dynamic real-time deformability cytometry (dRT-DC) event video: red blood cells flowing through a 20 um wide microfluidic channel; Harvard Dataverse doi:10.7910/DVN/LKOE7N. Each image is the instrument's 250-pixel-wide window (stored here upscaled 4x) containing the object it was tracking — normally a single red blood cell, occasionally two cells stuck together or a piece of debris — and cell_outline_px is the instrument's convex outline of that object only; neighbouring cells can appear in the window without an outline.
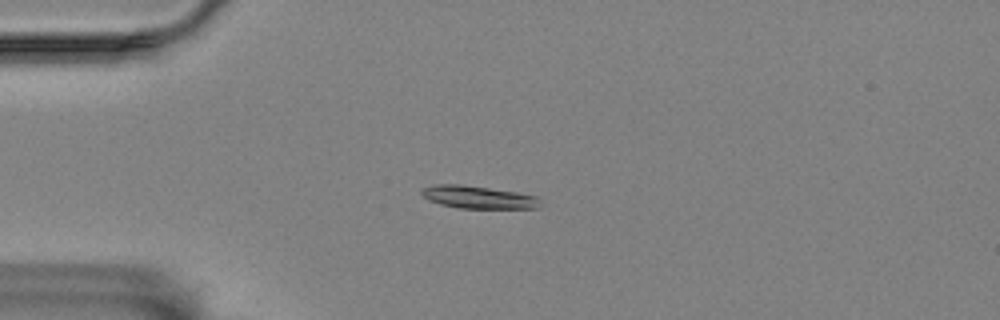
{"species": "Egyptian fruit bat (a non-hibernating species)", "species_latin": "Rousettus aegyptiacus", "temperature_condition": "room temperature", "stored_images_in_passage": 55, "camera_frame_rate_fps": 3000, "um_per_image_px": 0.085, "animal": {"sex": "female"}, "frame": {"image": 1, "passage_image": 13, "time_ms": 4.0, "image_size_px": [1000, 320], "cell_outline_px": [[540, 208], [460, 208], [440, 204], [428, 200], [420, 192], [420, 188], [432, 184], [460, 184], [516, 192], [536, 196], [540, 200]], "centroid_in_image_um": [40.6, 16.75], "position_along_channel_um": 44.4, "area_um2": 15.66}}
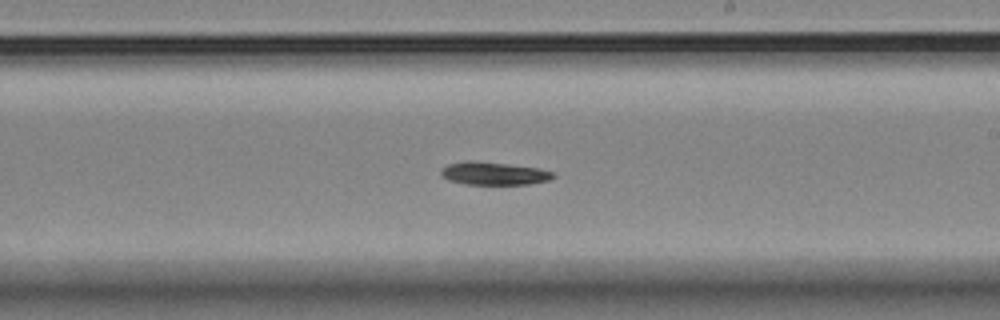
{"frame": {"image": 2, "passage_image": 32, "time_ms": 10.333, "image_size_px": [1000, 320], "cell_outline_px": [[556, 176], [548, 180], [528, 184], [464, 184], [448, 180], [440, 172], [448, 164], [464, 160], [468, 160], [508, 164], [540, 168], [552, 172]], "centroid_in_image_um": [41.98, 14.74], "position_along_channel_um": 247.0, "area_um2": 14.85}}
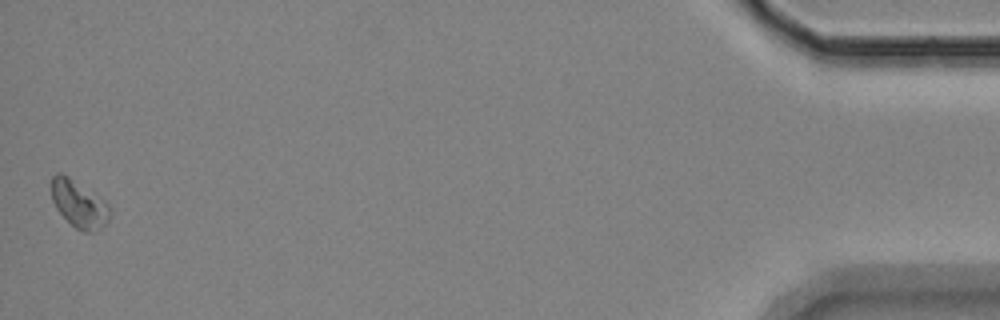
{"frame": {"image": 3, "passage_image": 55, "time_ms": 18.0, "image_size_px": [1000, 320], "cell_outline_px": [[112, 208], [108, 220], [96, 232], [84, 232], [76, 228], [56, 208], [52, 200], [52, 176], [56, 172], [60, 172], [68, 176], [104, 200]], "centroid_in_image_um": [6.72, 17.34], "position_along_channel_um": 428.5, "area_um2": 15.84}, "authors_computed_cell_mechanics": {"area_um2": 15.3748, "velocity_mm_per_s": 3.5136, "shape_relaxation_time_tau1_ms": 1.15, "shape_relaxation_time_tau2_ms": null, "deformation_change_tau1": 0.0747, "deformation_change_tau2": null}}